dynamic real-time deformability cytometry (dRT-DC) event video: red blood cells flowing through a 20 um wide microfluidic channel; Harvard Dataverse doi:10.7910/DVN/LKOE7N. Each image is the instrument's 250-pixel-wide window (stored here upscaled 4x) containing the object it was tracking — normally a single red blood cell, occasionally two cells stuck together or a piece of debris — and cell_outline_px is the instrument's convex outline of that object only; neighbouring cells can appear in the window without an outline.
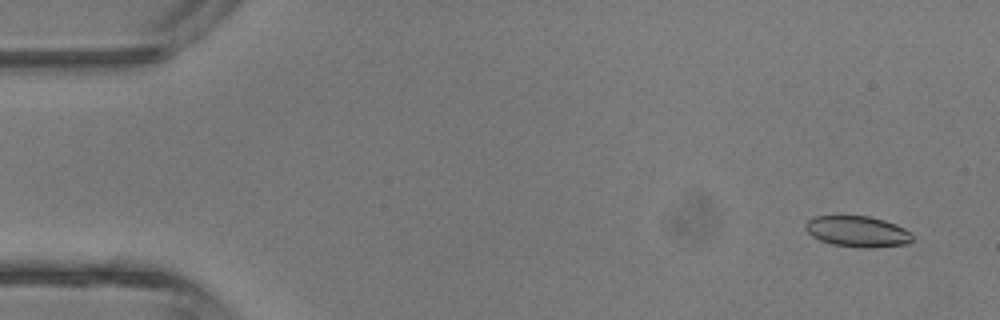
{"species": "common noctule bat (a hibernating species)", "species_latin": "Nyctalus noctula", "temperature_condition": "room temperature", "stored_images_in_passage": 5, "camera_frame_rate_fps": 3000, "um_per_image_px": 0.085, "animal": {"sex": "male", "body_mass_g": 13.3}, "frame": {"image": 1, "passage_image": 1, "time_ms": 0.0, "image_size_px": [1000, 320], "cell_outline_px": [[912, 240], [908, 244], [868, 248], [860, 248], [832, 244], [820, 240], [812, 236], [804, 228], [804, 224], [808, 220], [816, 216], [868, 216], [884, 220], [896, 224], [912, 232]], "centroid_in_image_um": [72.9, 19.68], "position_along_channel_um": 12.1, "area_um2": 19.36}}